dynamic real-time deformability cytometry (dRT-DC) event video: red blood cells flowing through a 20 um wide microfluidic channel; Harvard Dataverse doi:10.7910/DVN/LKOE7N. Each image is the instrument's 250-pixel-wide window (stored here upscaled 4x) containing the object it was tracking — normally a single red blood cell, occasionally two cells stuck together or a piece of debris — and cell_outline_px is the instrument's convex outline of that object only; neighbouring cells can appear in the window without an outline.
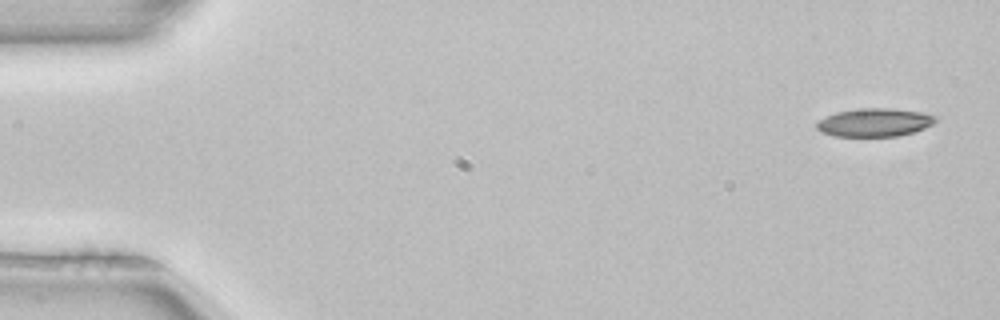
{"species": "common noctule bat (a hibernating species)", "species_latin": "Nyctalus noctula", "temperature_condition": "room temperature", "stored_images_in_passage": 5, "camera_frame_rate_fps": 3000, "um_per_image_px": 0.085, "animal": {"sex": "female", "body_mass_g": 22.7, "forearm_length_mm": 54.2}, "frame": {"image": 1, "passage_image": 1, "time_ms": 0.0, "image_size_px": [1000, 320], "cell_outline_px": [[936, 120], [932, 124], [924, 128], [912, 132], [896, 136], [832, 136], [820, 132], [816, 128], [816, 120], [824, 116], [836, 112], [864, 108], [892, 108], [924, 112], [936, 116]], "centroid_in_image_um": [74.29, 10.4], "position_along_channel_um": 10.7, "area_um2": 19.71}}
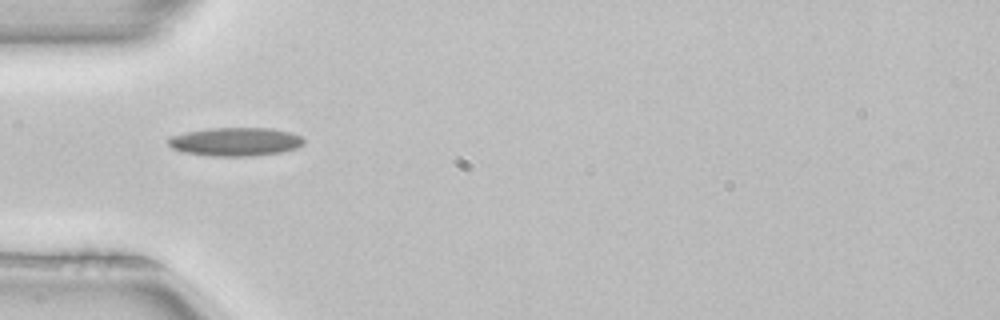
{"frame": {"image": 2, "passage_image": 4, "time_ms": 1.0, "image_size_px": [1000, 320], "cell_outline_px": [[304, 144], [296, 148], [280, 152], [252, 156], [212, 156], [184, 152], [172, 148], [168, 144], [168, 140], [172, 136], [184, 132], [208, 128], [272, 128], [292, 132], [300, 136], [304, 140]], "centroid_in_image_um": [20.02, 12.04], "position_along_channel_um": 65.0, "area_um2": 22.54}}